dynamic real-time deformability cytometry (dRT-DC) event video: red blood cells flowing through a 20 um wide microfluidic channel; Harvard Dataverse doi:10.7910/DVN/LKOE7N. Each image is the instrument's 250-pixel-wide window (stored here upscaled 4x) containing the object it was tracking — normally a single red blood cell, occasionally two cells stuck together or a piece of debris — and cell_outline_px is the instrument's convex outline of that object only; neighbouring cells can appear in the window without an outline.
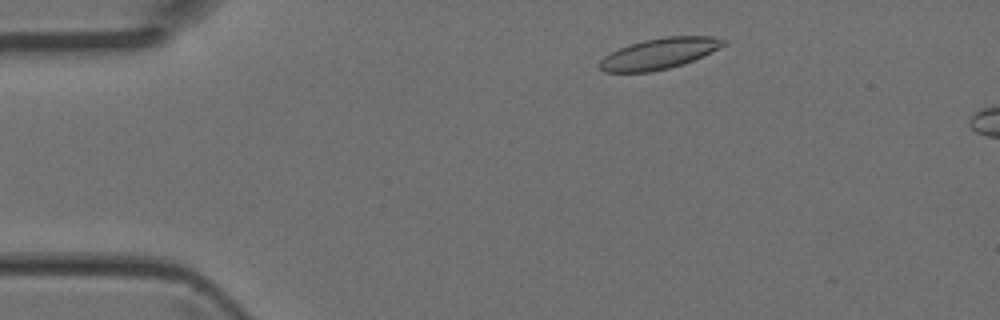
{"species": "Egyptian fruit bat (a non-hibernating species)", "species_latin": "Rousettus aegyptiacus", "temperature_condition": "room temperature", "stored_images_in_passage": 4, "camera_frame_rate_fps": 3000, "um_per_image_px": 0.085, "animal": {"sex": "female"}, "frame": {"image": 1, "passage_image": 2, "time_ms": 0.333, "image_size_px": [1000, 320], "cell_outline_px": [[728, 44], [692, 60], [668, 68], [652, 72], [604, 72], [600, 68], [600, 60], [604, 56], [620, 48], [644, 40], [664, 36], [712, 36], [728, 40]], "centroid_in_image_um": [56.06, 4.54], "position_along_channel_um": 28.9, "area_um2": 22.02}}